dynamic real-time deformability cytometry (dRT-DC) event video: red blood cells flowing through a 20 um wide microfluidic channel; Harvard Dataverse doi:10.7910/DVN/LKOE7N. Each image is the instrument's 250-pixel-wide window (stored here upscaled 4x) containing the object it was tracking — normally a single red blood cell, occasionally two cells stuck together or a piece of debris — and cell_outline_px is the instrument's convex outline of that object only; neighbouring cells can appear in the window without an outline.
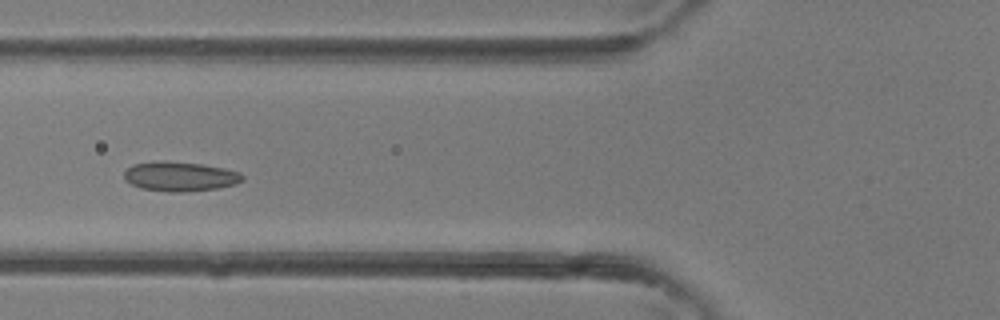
{"species": "common noctule bat (a hibernating species)", "species_latin": "Nyctalus noctula", "temperature_condition": "room temperature", "stored_images_in_passage": 4, "camera_frame_rate_fps": 3000, "um_per_image_px": 0.085, "animal": {"sex": "female"}, "frame": {"image": 1, "passage_image": 4, "time_ms": 1.0, "image_size_px": [1000, 320], "cell_outline_px": [[244, 180], [236, 184], [216, 188], [184, 192], [168, 192], [140, 188], [124, 180], [124, 172], [132, 164], [160, 160], [200, 164], [224, 168], [240, 172], [244, 176]], "centroid_in_image_um": [15.29, 15.0], "position_along_channel_um": 110.5, "area_um2": 20.46}}